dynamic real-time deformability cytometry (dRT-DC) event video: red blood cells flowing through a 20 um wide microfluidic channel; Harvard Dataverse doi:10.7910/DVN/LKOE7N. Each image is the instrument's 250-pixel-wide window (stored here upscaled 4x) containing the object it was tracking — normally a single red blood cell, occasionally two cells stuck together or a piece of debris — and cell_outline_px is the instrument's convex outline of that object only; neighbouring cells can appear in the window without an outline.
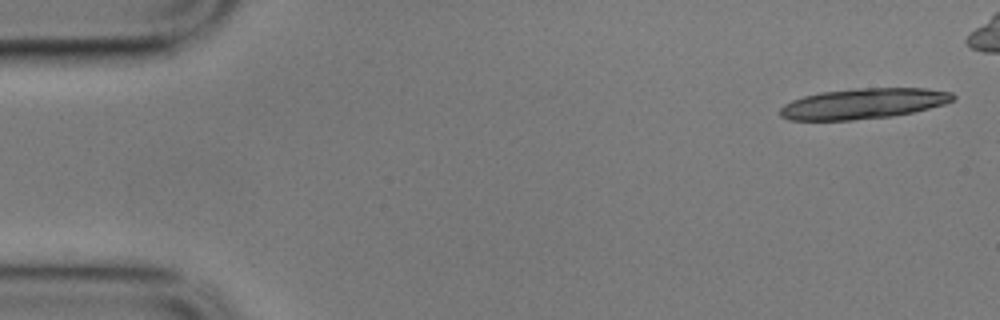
{"species": "common noctule bat (a hibernating species)", "species_latin": "Nyctalus noctula", "temperature_condition": "cold", "stored_images_in_passage": 19, "camera_frame_rate_fps": 3000, "um_per_image_px": 0.085, "animal": {"sex": "male", "body_mass_g": 17.9}, "frame": {"image": 1, "passage_image": 1, "time_ms": 0.0, "image_size_px": [1000, 320], "cell_outline_px": [[956, 96], [952, 100], [944, 104], [912, 112], [892, 116], [852, 120], [788, 120], [780, 116], [780, 108], [784, 104], [792, 100], [804, 96], [820, 92], [856, 88], [928, 88], [952, 92]], "centroid_in_image_um": [73.37, 8.8], "position_along_channel_um": 11.6, "area_um2": 30.75}}